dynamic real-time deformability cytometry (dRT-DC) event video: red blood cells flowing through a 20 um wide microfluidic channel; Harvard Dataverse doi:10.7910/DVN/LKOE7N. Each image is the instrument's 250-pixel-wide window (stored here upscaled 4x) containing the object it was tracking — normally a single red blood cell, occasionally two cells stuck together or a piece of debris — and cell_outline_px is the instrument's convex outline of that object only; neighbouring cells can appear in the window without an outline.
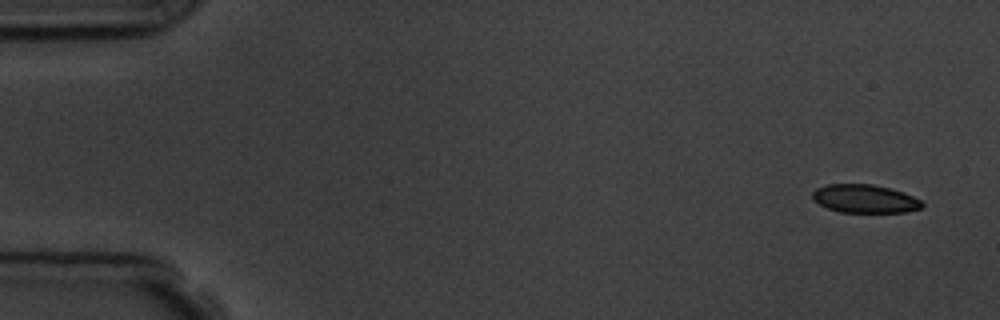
{"species": "common noctule bat (a hibernating species)", "species_latin": "Nyctalus noctula", "temperature_condition": "room temperature", "stored_images_in_passage": 4, "camera_frame_rate_fps": 3000, "um_per_image_px": 0.085, "animal": {"sex": "male", "body_mass_g": 19.5, "forearm_length_mm": 54.6}, "frame": {"image": 1, "passage_image": 1, "time_ms": 0.0, "image_size_px": [1000, 320], "cell_outline_px": [[924, 204], [920, 208], [904, 212], [840, 212], [828, 208], [812, 200], [812, 192], [816, 188], [828, 184], [872, 184], [892, 188], [904, 192], [920, 200]], "centroid_in_image_um": [73.49, 16.88], "position_along_channel_um": 11.5, "area_um2": 18.09}}
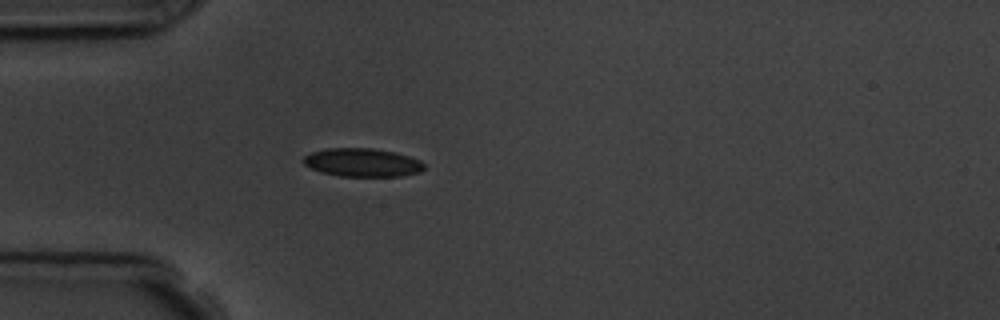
{"frame": {"image": 2, "passage_image": 4, "time_ms": 4.333, "image_size_px": [1000, 320], "cell_outline_px": [[424, 168], [420, 172], [400, 176], [340, 176], [320, 172], [304, 164], [300, 160], [304, 156], [312, 152], [328, 148], [372, 148], [396, 152], [420, 160], [424, 164]], "centroid_in_image_um": [30.78, 13.81], "position_along_channel_um": 54.2, "area_um2": 20.0}}